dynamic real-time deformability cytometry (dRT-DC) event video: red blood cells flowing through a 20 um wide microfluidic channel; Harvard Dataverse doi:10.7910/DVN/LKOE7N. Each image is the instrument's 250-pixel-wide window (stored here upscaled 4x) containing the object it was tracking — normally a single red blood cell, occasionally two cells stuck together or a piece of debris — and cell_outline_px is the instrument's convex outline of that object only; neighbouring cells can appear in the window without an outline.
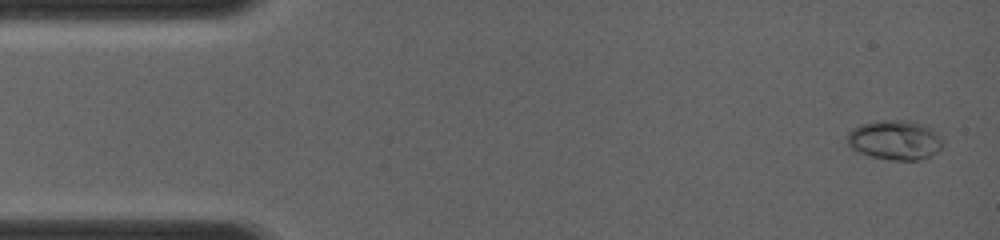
{"species": "common noctule bat (a hibernating species)", "species_latin": "Nyctalus noctula", "temperature_condition": "room temperature", "stored_images_in_passage": 37, "camera_frame_rate_fps": 4000, "um_per_image_px": 0.085, "animal": {"sex": "female", "body_mass_g": 19.0, "forearm_length_mm": 56.7}, "frame": {"image": 1, "passage_image": 1, "time_ms": 0.0, "image_size_px": [1000, 240], "cell_outline_px": [[944, 144], [932, 156], [920, 160], [892, 160], [872, 156], [848, 148], [848, 132], [852, 128], [860, 124], [880, 120], [908, 120], [928, 124], [936, 132]], "centroid_in_image_um": [76.08, 11.89], "position_along_channel_um": 8.9, "area_um2": 22.31}}
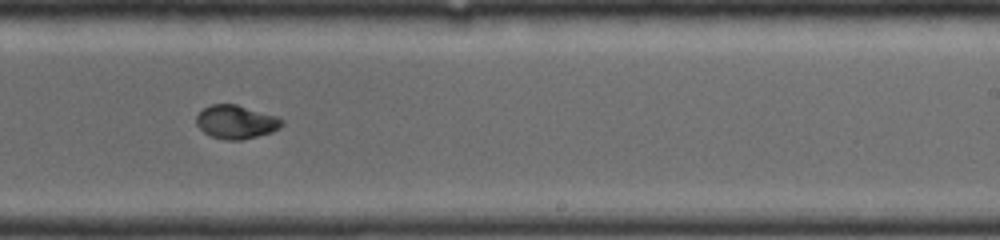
{"frame": {"image": 2, "passage_image": 19, "time_ms": 8.0, "image_size_px": [1000, 240], "cell_outline_px": [[284, 124], [280, 128], [272, 132], [240, 140], [228, 140], [212, 136], [204, 132], [196, 124], [196, 116], [204, 108], [212, 104], [236, 104], [276, 116], [284, 120]], "centroid_in_image_um": [20.08, 10.36], "position_along_channel_um": 268.9, "area_um2": 16.59}}
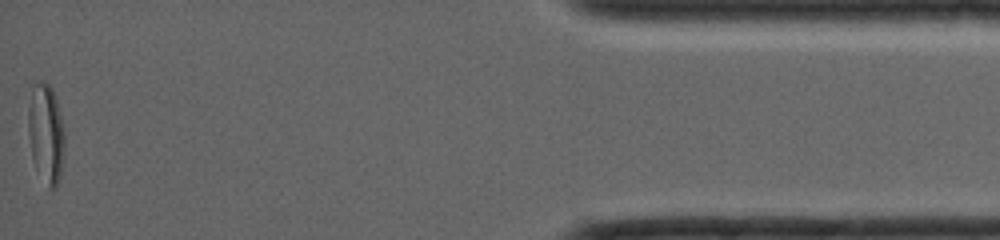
{"frame": {"image": 3, "passage_image": 37, "time_ms": 13.0, "image_size_px": [1000, 240], "cell_outline_px": [[64, 148], [60, 176], [56, 188], [48, 188], [32, 156], [28, 132], [28, 108], [32, 80], [44, 80], [52, 88], [56, 100], [64, 132]], "centroid_in_image_um": [3.89, 11.24], "position_along_channel_um": 431.3, "area_um2": 20.92}}